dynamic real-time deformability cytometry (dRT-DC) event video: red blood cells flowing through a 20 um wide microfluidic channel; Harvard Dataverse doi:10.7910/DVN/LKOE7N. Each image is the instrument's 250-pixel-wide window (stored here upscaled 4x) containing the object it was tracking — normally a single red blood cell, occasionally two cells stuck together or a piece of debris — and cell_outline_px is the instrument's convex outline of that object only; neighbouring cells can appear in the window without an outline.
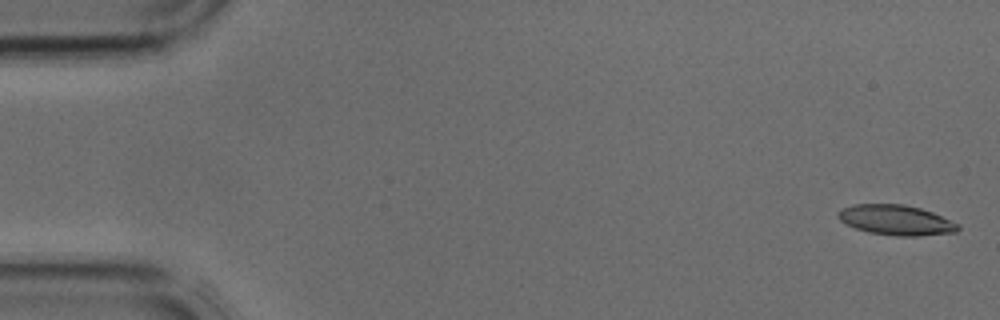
{"species": "common noctule bat (a hibernating species)", "species_latin": "Nyctalus noctula", "temperature_condition": "cold", "stored_images_in_passage": 41, "camera_frame_rate_fps": 3000, "um_per_image_px": 0.085, "animal": {"sex": "male", "body_mass_g": 17.9, "forearm_length_mm": 54.2}, "frame": {"image": 1, "passage_image": 1, "time_ms": 0.0, "image_size_px": [1000, 320], "cell_outline_px": [[960, 228], [956, 232], [920, 236], [896, 236], [868, 232], [856, 228], [840, 220], [836, 216], [836, 212], [840, 208], [856, 204], [904, 204], [920, 208], [932, 212], [960, 224]], "centroid_in_image_um": [76.16, 18.7], "position_along_channel_um": 8.8, "area_um2": 21.15}}
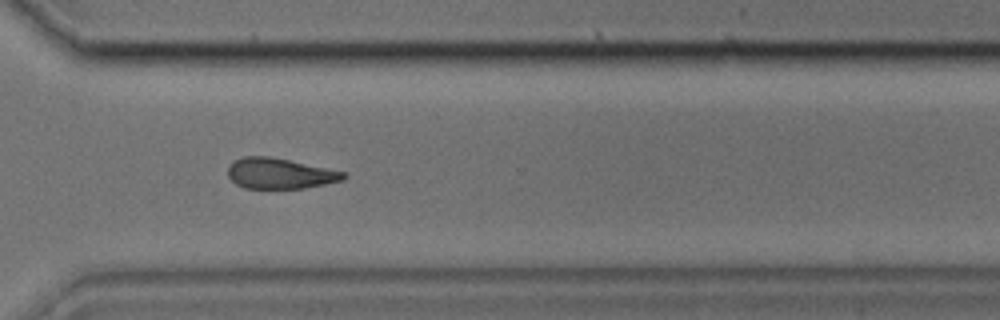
{"frame": {"image": 2, "passage_image": 30, "time_ms": 9.667, "image_size_px": [1000, 320], "cell_outline_px": [[348, 176], [344, 180], [304, 188], [244, 188], [236, 184], [228, 176], [228, 168], [232, 160], [244, 156], [268, 156], [348, 172]], "centroid_in_image_um": [23.8, 14.74], "position_along_channel_um": 346.8, "area_um2": 20.69}}
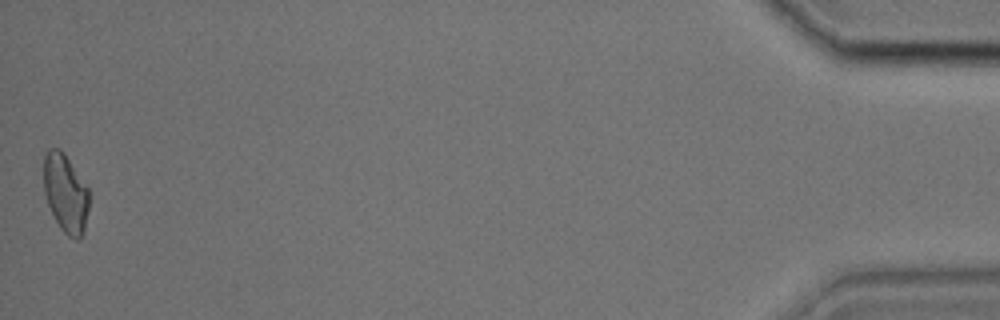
{"frame": {"image": 3, "passage_image": 41, "time_ms": 13.333, "image_size_px": [1000, 320], "cell_outline_px": [[88, 208], [84, 232], [80, 240], [76, 240], [68, 236], [60, 228], [48, 204], [44, 192], [44, 156], [48, 148], [60, 148], [64, 152], [88, 188]], "centroid_in_image_um": [5.57, 16.42], "position_along_channel_um": 429.6, "area_um2": 20.69}}